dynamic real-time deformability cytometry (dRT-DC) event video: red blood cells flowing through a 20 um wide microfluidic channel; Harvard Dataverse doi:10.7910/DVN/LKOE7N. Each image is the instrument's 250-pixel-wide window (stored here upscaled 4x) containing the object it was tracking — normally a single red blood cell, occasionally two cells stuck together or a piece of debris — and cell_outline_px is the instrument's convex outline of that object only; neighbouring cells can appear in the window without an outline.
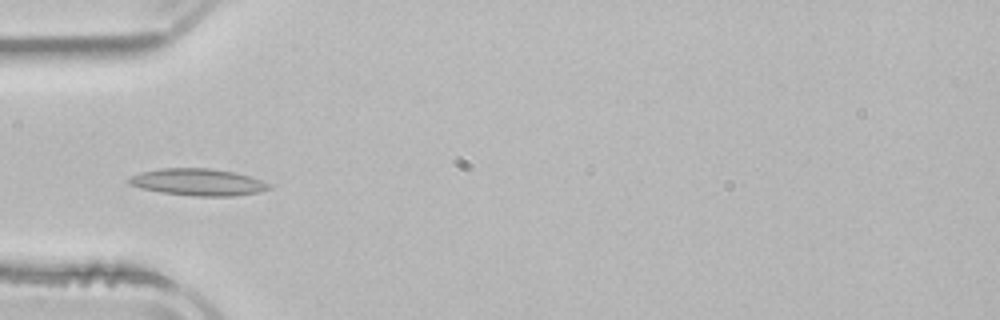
{"species": "common noctule bat (a hibernating species)", "species_latin": "Nyctalus noctula", "temperature_condition": "room temperature", "stored_images_in_passage": 4, "camera_frame_rate_fps": 3000, "um_per_image_px": 0.085, "animal": {"sex": "male", "body_mass_g": 21.5, "forearm_length_mm": 52.0}, "frame": {"image": 1, "passage_image": 4, "time_ms": 4.333, "image_size_px": [1000, 320], "cell_outline_px": [[272, 188], [260, 192], [232, 196], [196, 196], [160, 192], [140, 188], [128, 184], [128, 176], [140, 172], [160, 168], [212, 168], [232, 172], [248, 176], [272, 184]], "centroid_in_image_um": [16.8, 15.48], "position_along_channel_um": 68.2, "area_um2": 22.08}}